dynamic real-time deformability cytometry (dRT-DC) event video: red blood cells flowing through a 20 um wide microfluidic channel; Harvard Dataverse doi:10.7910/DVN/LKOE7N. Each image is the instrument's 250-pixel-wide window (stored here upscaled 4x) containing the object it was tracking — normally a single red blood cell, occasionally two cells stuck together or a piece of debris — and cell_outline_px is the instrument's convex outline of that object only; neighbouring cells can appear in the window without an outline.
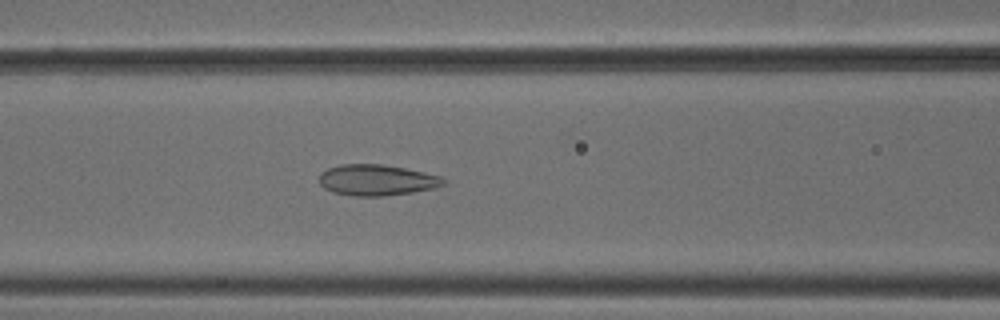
{"species": "common noctule bat (a hibernating species)", "species_latin": "Nyctalus noctula", "temperature_condition": "cold", "stored_images_in_passage": 48, "camera_frame_rate_fps": 3000, "um_per_image_px": 0.085, "animal": {"sex": "male", "body_mass_g": 18.8}, "frame": {"image": 1, "passage_image": 18, "time_ms": 5.667, "image_size_px": [1000, 320], "cell_outline_px": [[444, 184], [436, 188], [412, 192], [384, 196], [352, 196], [332, 192], [324, 188], [320, 184], [320, 172], [328, 168], [340, 164], [380, 164], [404, 168], [424, 172], [440, 176], [444, 180]], "centroid_in_image_um": [31.99, 15.31], "position_along_channel_um": 134.6, "area_um2": 22.43}}
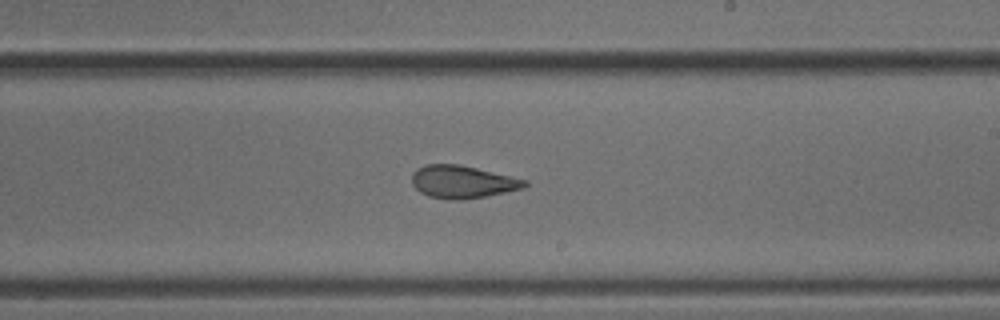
{"frame": {"image": 2, "passage_image": 27, "time_ms": 8.667, "image_size_px": [1000, 320], "cell_outline_px": [[528, 184], [524, 188], [484, 196], [460, 200], [448, 200], [428, 196], [420, 192], [412, 184], [412, 172], [416, 168], [424, 164], [460, 164], [528, 180]], "centroid_in_image_um": [39.28, 15.45], "position_along_channel_um": 249.7, "area_um2": 21.56}}
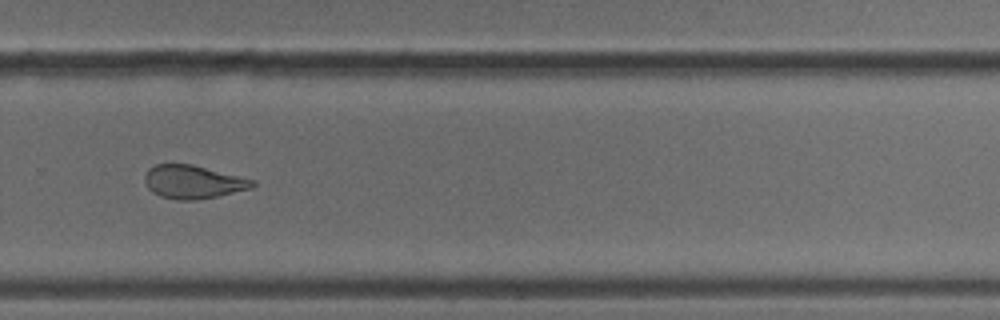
{"frame": {"image": 3, "passage_image": 32, "time_ms": 10.333, "image_size_px": [1000, 320], "cell_outline_px": [[256, 184], [252, 188], [216, 196], [196, 200], [176, 200], [160, 196], [152, 192], [148, 188], [144, 180], [144, 176], [148, 168], [156, 164], [192, 164], [256, 180]], "centroid_in_image_um": [16.4, 15.46], "position_along_channel_um": 313.4, "area_um2": 20.98}, "authors_computed_cell_mechanics": {"area_um2": 23.2645, "velocity_mm_per_s": 3.8333, "shape_relaxation_time_tau1_ms": null, "shape_relaxation_time_tau2_ms": 1.9462, "deformation_change_tau1": null, "deformation_change_tau2": 0.0871}}